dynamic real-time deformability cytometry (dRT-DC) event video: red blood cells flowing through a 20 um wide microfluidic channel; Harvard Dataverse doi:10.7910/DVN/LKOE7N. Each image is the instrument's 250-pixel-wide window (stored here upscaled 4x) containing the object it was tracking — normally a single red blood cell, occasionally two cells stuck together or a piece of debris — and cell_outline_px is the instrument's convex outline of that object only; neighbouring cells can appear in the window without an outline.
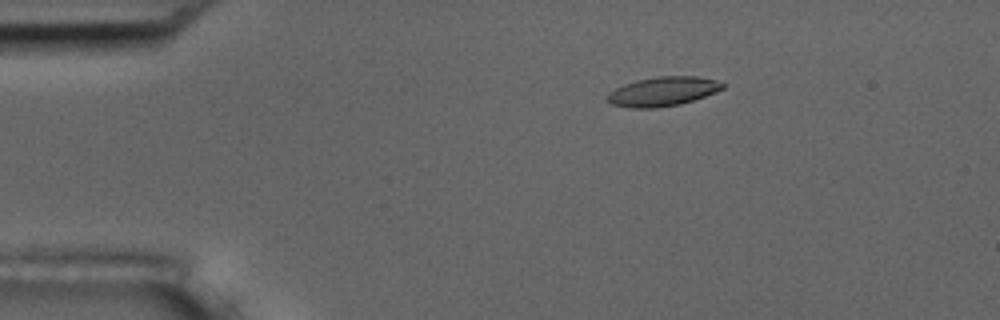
{"species": "common noctule bat (a hibernating species)", "species_latin": "Nyctalus noctula", "temperature_condition": "room temperature", "stored_images_in_passage": 5, "camera_frame_rate_fps": 3000, "um_per_image_px": 0.085, "animal": {"sex": "male", "body_mass_g": 17.5, "forearm_length_mm": 52.3}, "frame": {"image": 1, "passage_image": 5, "time_ms": 5.667, "image_size_px": [1000, 320], "cell_outline_px": [[724, 88], [716, 92], [680, 104], [656, 108], [632, 108], [612, 104], [608, 100], [608, 92], [624, 84], [636, 80], [660, 76], [696, 76], [716, 80], [724, 84]], "centroid_in_image_um": [56.34, 7.77], "position_along_channel_um": 28.7, "area_um2": 19.48}}